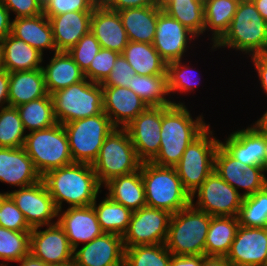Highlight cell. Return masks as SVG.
Listing matches in <instances>:
<instances>
[{"mask_svg": "<svg viewBox=\"0 0 267 266\" xmlns=\"http://www.w3.org/2000/svg\"><path fill=\"white\" fill-rule=\"evenodd\" d=\"M203 118L199 115L194 120L185 104L163 106L160 149L151 162L162 167H175L188 145L210 125Z\"/></svg>", "mask_w": 267, "mask_h": 266, "instance_id": "obj_1", "label": "cell"}, {"mask_svg": "<svg viewBox=\"0 0 267 266\" xmlns=\"http://www.w3.org/2000/svg\"><path fill=\"white\" fill-rule=\"evenodd\" d=\"M42 180L58 210H63V202L69 207L92 205L102 191L92 164L87 163L73 162L51 170Z\"/></svg>", "mask_w": 267, "mask_h": 266, "instance_id": "obj_2", "label": "cell"}, {"mask_svg": "<svg viewBox=\"0 0 267 266\" xmlns=\"http://www.w3.org/2000/svg\"><path fill=\"white\" fill-rule=\"evenodd\" d=\"M231 48L248 54L267 53V22L252 0H240L225 34L212 45V50Z\"/></svg>", "mask_w": 267, "mask_h": 266, "instance_id": "obj_3", "label": "cell"}, {"mask_svg": "<svg viewBox=\"0 0 267 266\" xmlns=\"http://www.w3.org/2000/svg\"><path fill=\"white\" fill-rule=\"evenodd\" d=\"M141 175L147 207L175 214L191 204V195L184 188L175 167L142 162Z\"/></svg>", "mask_w": 267, "mask_h": 266, "instance_id": "obj_4", "label": "cell"}, {"mask_svg": "<svg viewBox=\"0 0 267 266\" xmlns=\"http://www.w3.org/2000/svg\"><path fill=\"white\" fill-rule=\"evenodd\" d=\"M211 215L192 204L172 214L166 248L172 255H205V241Z\"/></svg>", "mask_w": 267, "mask_h": 266, "instance_id": "obj_5", "label": "cell"}, {"mask_svg": "<svg viewBox=\"0 0 267 266\" xmlns=\"http://www.w3.org/2000/svg\"><path fill=\"white\" fill-rule=\"evenodd\" d=\"M23 148L41 176L73 163L68 136L60 123L29 132L25 137Z\"/></svg>", "mask_w": 267, "mask_h": 266, "instance_id": "obj_6", "label": "cell"}, {"mask_svg": "<svg viewBox=\"0 0 267 266\" xmlns=\"http://www.w3.org/2000/svg\"><path fill=\"white\" fill-rule=\"evenodd\" d=\"M141 164L128 131L125 128H115L105 138L92 167L103 187L112 178L139 170Z\"/></svg>", "mask_w": 267, "mask_h": 266, "instance_id": "obj_7", "label": "cell"}, {"mask_svg": "<svg viewBox=\"0 0 267 266\" xmlns=\"http://www.w3.org/2000/svg\"><path fill=\"white\" fill-rule=\"evenodd\" d=\"M51 97L56 120L62 125L103 111L102 85L87 78L55 91Z\"/></svg>", "mask_w": 267, "mask_h": 266, "instance_id": "obj_8", "label": "cell"}, {"mask_svg": "<svg viewBox=\"0 0 267 266\" xmlns=\"http://www.w3.org/2000/svg\"><path fill=\"white\" fill-rule=\"evenodd\" d=\"M73 162L93 164L105 138L116 128L102 111L100 114L63 124Z\"/></svg>", "mask_w": 267, "mask_h": 266, "instance_id": "obj_9", "label": "cell"}, {"mask_svg": "<svg viewBox=\"0 0 267 266\" xmlns=\"http://www.w3.org/2000/svg\"><path fill=\"white\" fill-rule=\"evenodd\" d=\"M220 140L213 136L210 125L193 140L175 166L184 188L193 194L214 170V156Z\"/></svg>", "mask_w": 267, "mask_h": 266, "instance_id": "obj_10", "label": "cell"}, {"mask_svg": "<svg viewBox=\"0 0 267 266\" xmlns=\"http://www.w3.org/2000/svg\"><path fill=\"white\" fill-rule=\"evenodd\" d=\"M242 201V194L223 180L215 170L191 194V204L211 216L237 217Z\"/></svg>", "mask_w": 267, "mask_h": 266, "instance_id": "obj_11", "label": "cell"}, {"mask_svg": "<svg viewBox=\"0 0 267 266\" xmlns=\"http://www.w3.org/2000/svg\"><path fill=\"white\" fill-rule=\"evenodd\" d=\"M171 216L166 210L147 206L134 211L128 229L122 236L124 248L165 244Z\"/></svg>", "mask_w": 267, "mask_h": 266, "instance_id": "obj_12", "label": "cell"}, {"mask_svg": "<svg viewBox=\"0 0 267 266\" xmlns=\"http://www.w3.org/2000/svg\"><path fill=\"white\" fill-rule=\"evenodd\" d=\"M7 194L21 210L31 228L57 223L53 220L58 217V209L43 180Z\"/></svg>", "mask_w": 267, "mask_h": 266, "instance_id": "obj_13", "label": "cell"}, {"mask_svg": "<svg viewBox=\"0 0 267 266\" xmlns=\"http://www.w3.org/2000/svg\"><path fill=\"white\" fill-rule=\"evenodd\" d=\"M32 228L30 232V253L47 265L73 263L74 249L70 246L63 228L54 223Z\"/></svg>", "mask_w": 267, "mask_h": 266, "instance_id": "obj_14", "label": "cell"}, {"mask_svg": "<svg viewBox=\"0 0 267 266\" xmlns=\"http://www.w3.org/2000/svg\"><path fill=\"white\" fill-rule=\"evenodd\" d=\"M161 125L162 107H148L125 127L142 162H151L159 153Z\"/></svg>", "mask_w": 267, "mask_h": 266, "instance_id": "obj_15", "label": "cell"}, {"mask_svg": "<svg viewBox=\"0 0 267 266\" xmlns=\"http://www.w3.org/2000/svg\"><path fill=\"white\" fill-rule=\"evenodd\" d=\"M196 38L178 20L162 9L159 11L153 46L166 63L184 59V53L189 49L188 42Z\"/></svg>", "mask_w": 267, "mask_h": 266, "instance_id": "obj_16", "label": "cell"}, {"mask_svg": "<svg viewBox=\"0 0 267 266\" xmlns=\"http://www.w3.org/2000/svg\"><path fill=\"white\" fill-rule=\"evenodd\" d=\"M226 259L232 266H267V227L240 225Z\"/></svg>", "mask_w": 267, "mask_h": 266, "instance_id": "obj_17", "label": "cell"}, {"mask_svg": "<svg viewBox=\"0 0 267 266\" xmlns=\"http://www.w3.org/2000/svg\"><path fill=\"white\" fill-rule=\"evenodd\" d=\"M73 252V266H124L122 236L103 233Z\"/></svg>", "mask_w": 267, "mask_h": 266, "instance_id": "obj_18", "label": "cell"}, {"mask_svg": "<svg viewBox=\"0 0 267 266\" xmlns=\"http://www.w3.org/2000/svg\"><path fill=\"white\" fill-rule=\"evenodd\" d=\"M103 112L116 128H125L147 104L131 89L120 86H102Z\"/></svg>", "mask_w": 267, "mask_h": 266, "instance_id": "obj_19", "label": "cell"}, {"mask_svg": "<svg viewBox=\"0 0 267 266\" xmlns=\"http://www.w3.org/2000/svg\"><path fill=\"white\" fill-rule=\"evenodd\" d=\"M57 218V223L63 228L73 249L78 248L80 243H88L104 233L92 205L58 210Z\"/></svg>", "mask_w": 267, "mask_h": 266, "instance_id": "obj_20", "label": "cell"}, {"mask_svg": "<svg viewBox=\"0 0 267 266\" xmlns=\"http://www.w3.org/2000/svg\"><path fill=\"white\" fill-rule=\"evenodd\" d=\"M219 144L235 159L250 166L262 167L265 156V133L254 123L232 132Z\"/></svg>", "mask_w": 267, "mask_h": 266, "instance_id": "obj_21", "label": "cell"}, {"mask_svg": "<svg viewBox=\"0 0 267 266\" xmlns=\"http://www.w3.org/2000/svg\"><path fill=\"white\" fill-rule=\"evenodd\" d=\"M90 31L101 48L122 54L129 39L119 13L99 2L93 9Z\"/></svg>", "mask_w": 267, "mask_h": 266, "instance_id": "obj_22", "label": "cell"}, {"mask_svg": "<svg viewBox=\"0 0 267 266\" xmlns=\"http://www.w3.org/2000/svg\"><path fill=\"white\" fill-rule=\"evenodd\" d=\"M42 180L23 147H0V181L14 187H26Z\"/></svg>", "mask_w": 267, "mask_h": 266, "instance_id": "obj_23", "label": "cell"}, {"mask_svg": "<svg viewBox=\"0 0 267 266\" xmlns=\"http://www.w3.org/2000/svg\"><path fill=\"white\" fill-rule=\"evenodd\" d=\"M93 11L66 12L48 17L57 51H68L90 31Z\"/></svg>", "mask_w": 267, "mask_h": 266, "instance_id": "obj_24", "label": "cell"}, {"mask_svg": "<svg viewBox=\"0 0 267 266\" xmlns=\"http://www.w3.org/2000/svg\"><path fill=\"white\" fill-rule=\"evenodd\" d=\"M162 6L126 8L118 11L129 41L153 44Z\"/></svg>", "mask_w": 267, "mask_h": 266, "instance_id": "obj_25", "label": "cell"}, {"mask_svg": "<svg viewBox=\"0 0 267 266\" xmlns=\"http://www.w3.org/2000/svg\"><path fill=\"white\" fill-rule=\"evenodd\" d=\"M11 34L44 54V49L57 52L53 32L47 16L16 18L12 21Z\"/></svg>", "mask_w": 267, "mask_h": 266, "instance_id": "obj_26", "label": "cell"}, {"mask_svg": "<svg viewBox=\"0 0 267 266\" xmlns=\"http://www.w3.org/2000/svg\"><path fill=\"white\" fill-rule=\"evenodd\" d=\"M2 66L8 72L42 68L43 54L11 33L0 41Z\"/></svg>", "mask_w": 267, "mask_h": 266, "instance_id": "obj_27", "label": "cell"}, {"mask_svg": "<svg viewBox=\"0 0 267 266\" xmlns=\"http://www.w3.org/2000/svg\"><path fill=\"white\" fill-rule=\"evenodd\" d=\"M44 96L50 95L42 68L9 72V106L17 107Z\"/></svg>", "mask_w": 267, "mask_h": 266, "instance_id": "obj_28", "label": "cell"}, {"mask_svg": "<svg viewBox=\"0 0 267 266\" xmlns=\"http://www.w3.org/2000/svg\"><path fill=\"white\" fill-rule=\"evenodd\" d=\"M103 186L108 190L105 195L132 212L147 206L141 167L133 173L112 178Z\"/></svg>", "mask_w": 267, "mask_h": 266, "instance_id": "obj_29", "label": "cell"}, {"mask_svg": "<svg viewBox=\"0 0 267 266\" xmlns=\"http://www.w3.org/2000/svg\"><path fill=\"white\" fill-rule=\"evenodd\" d=\"M53 54L49 63L46 66H42L49 95L85 78L84 72L67 51H57Z\"/></svg>", "mask_w": 267, "mask_h": 266, "instance_id": "obj_30", "label": "cell"}, {"mask_svg": "<svg viewBox=\"0 0 267 266\" xmlns=\"http://www.w3.org/2000/svg\"><path fill=\"white\" fill-rule=\"evenodd\" d=\"M238 217L212 216L205 241V256H225L239 228Z\"/></svg>", "mask_w": 267, "mask_h": 266, "instance_id": "obj_31", "label": "cell"}, {"mask_svg": "<svg viewBox=\"0 0 267 266\" xmlns=\"http://www.w3.org/2000/svg\"><path fill=\"white\" fill-rule=\"evenodd\" d=\"M122 55L138 75H167V63L153 44L129 41Z\"/></svg>", "mask_w": 267, "mask_h": 266, "instance_id": "obj_32", "label": "cell"}, {"mask_svg": "<svg viewBox=\"0 0 267 266\" xmlns=\"http://www.w3.org/2000/svg\"><path fill=\"white\" fill-rule=\"evenodd\" d=\"M134 91L148 107L172 106L184 104L167 99L169 95L167 75H138L132 77L129 87ZM167 95V96H166Z\"/></svg>", "mask_w": 267, "mask_h": 266, "instance_id": "obj_33", "label": "cell"}, {"mask_svg": "<svg viewBox=\"0 0 267 266\" xmlns=\"http://www.w3.org/2000/svg\"><path fill=\"white\" fill-rule=\"evenodd\" d=\"M161 6L197 37L204 34V0H166Z\"/></svg>", "mask_w": 267, "mask_h": 266, "instance_id": "obj_34", "label": "cell"}, {"mask_svg": "<svg viewBox=\"0 0 267 266\" xmlns=\"http://www.w3.org/2000/svg\"><path fill=\"white\" fill-rule=\"evenodd\" d=\"M240 0H204V32L212 31L215 44L228 30Z\"/></svg>", "mask_w": 267, "mask_h": 266, "instance_id": "obj_35", "label": "cell"}, {"mask_svg": "<svg viewBox=\"0 0 267 266\" xmlns=\"http://www.w3.org/2000/svg\"><path fill=\"white\" fill-rule=\"evenodd\" d=\"M96 200L97 198L92 206L102 231L123 236L128 229L133 212L107 195L98 204Z\"/></svg>", "mask_w": 267, "mask_h": 266, "instance_id": "obj_36", "label": "cell"}, {"mask_svg": "<svg viewBox=\"0 0 267 266\" xmlns=\"http://www.w3.org/2000/svg\"><path fill=\"white\" fill-rule=\"evenodd\" d=\"M16 108L19 111L25 131L28 129L33 132L58 123L51 95L32 100Z\"/></svg>", "mask_w": 267, "mask_h": 266, "instance_id": "obj_37", "label": "cell"}, {"mask_svg": "<svg viewBox=\"0 0 267 266\" xmlns=\"http://www.w3.org/2000/svg\"><path fill=\"white\" fill-rule=\"evenodd\" d=\"M171 256L165 244L136 245L125 248L124 266H170Z\"/></svg>", "mask_w": 267, "mask_h": 266, "instance_id": "obj_38", "label": "cell"}, {"mask_svg": "<svg viewBox=\"0 0 267 266\" xmlns=\"http://www.w3.org/2000/svg\"><path fill=\"white\" fill-rule=\"evenodd\" d=\"M30 232L15 231L0 226V259L19 262L30 253ZM0 263L8 265L9 262Z\"/></svg>", "mask_w": 267, "mask_h": 266, "instance_id": "obj_39", "label": "cell"}, {"mask_svg": "<svg viewBox=\"0 0 267 266\" xmlns=\"http://www.w3.org/2000/svg\"><path fill=\"white\" fill-rule=\"evenodd\" d=\"M237 217L243 227H267V186L255 194L243 197Z\"/></svg>", "mask_w": 267, "mask_h": 266, "instance_id": "obj_40", "label": "cell"}, {"mask_svg": "<svg viewBox=\"0 0 267 266\" xmlns=\"http://www.w3.org/2000/svg\"><path fill=\"white\" fill-rule=\"evenodd\" d=\"M25 129L16 107L0 108V147L19 148L24 146Z\"/></svg>", "mask_w": 267, "mask_h": 266, "instance_id": "obj_41", "label": "cell"}, {"mask_svg": "<svg viewBox=\"0 0 267 266\" xmlns=\"http://www.w3.org/2000/svg\"><path fill=\"white\" fill-rule=\"evenodd\" d=\"M181 61L177 60L167 63L166 72L169 94H175L177 91V93L191 92L200 83L197 80V82L195 81V77L198 76L197 71L195 72L193 68H190ZM192 74H196V76Z\"/></svg>", "mask_w": 267, "mask_h": 266, "instance_id": "obj_42", "label": "cell"}, {"mask_svg": "<svg viewBox=\"0 0 267 266\" xmlns=\"http://www.w3.org/2000/svg\"><path fill=\"white\" fill-rule=\"evenodd\" d=\"M248 165L233 158L220 144L214 156V170L217 174L239 192L241 171Z\"/></svg>", "mask_w": 267, "mask_h": 266, "instance_id": "obj_43", "label": "cell"}, {"mask_svg": "<svg viewBox=\"0 0 267 266\" xmlns=\"http://www.w3.org/2000/svg\"><path fill=\"white\" fill-rule=\"evenodd\" d=\"M100 49V43L95 38L94 34L89 31L87 34L82 36L77 44L71 47L67 52L80 67V69L85 72Z\"/></svg>", "mask_w": 267, "mask_h": 266, "instance_id": "obj_44", "label": "cell"}, {"mask_svg": "<svg viewBox=\"0 0 267 266\" xmlns=\"http://www.w3.org/2000/svg\"><path fill=\"white\" fill-rule=\"evenodd\" d=\"M119 53L101 48L89 68L84 72L85 78L94 83L102 84L110 75Z\"/></svg>", "mask_w": 267, "mask_h": 266, "instance_id": "obj_45", "label": "cell"}, {"mask_svg": "<svg viewBox=\"0 0 267 266\" xmlns=\"http://www.w3.org/2000/svg\"><path fill=\"white\" fill-rule=\"evenodd\" d=\"M0 226L15 231H32L21 210L7 195L0 206Z\"/></svg>", "mask_w": 267, "mask_h": 266, "instance_id": "obj_46", "label": "cell"}, {"mask_svg": "<svg viewBox=\"0 0 267 266\" xmlns=\"http://www.w3.org/2000/svg\"><path fill=\"white\" fill-rule=\"evenodd\" d=\"M100 0H48L43 6V14L54 17L66 12L93 11Z\"/></svg>", "mask_w": 267, "mask_h": 266, "instance_id": "obj_47", "label": "cell"}, {"mask_svg": "<svg viewBox=\"0 0 267 266\" xmlns=\"http://www.w3.org/2000/svg\"><path fill=\"white\" fill-rule=\"evenodd\" d=\"M135 74V70L127 62L125 57L122 54H119L111 69L110 75L101 85L129 88L132 82V77Z\"/></svg>", "mask_w": 267, "mask_h": 266, "instance_id": "obj_48", "label": "cell"}, {"mask_svg": "<svg viewBox=\"0 0 267 266\" xmlns=\"http://www.w3.org/2000/svg\"><path fill=\"white\" fill-rule=\"evenodd\" d=\"M267 186V178L264 169L259 166L248 165L241 171L240 189H244L243 197L255 194Z\"/></svg>", "mask_w": 267, "mask_h": 266, "instance_id": "obj_49", "label": "cell"}, {"mask_svg": "<svg viewBox=\"0 0 267 266\" xmlns=\"http://www.w3.org/2000/svg\"><path fill=\"white\" fill-rule=\"evenodd\" d=\"M16 18L35 17L43 13V6L37 0H1Z\"/></svg>", "mask_w": 267, "mask_h": 266, "instance_id": "obj_50", "label": "cell"}, {"mask_svg": "<svg viewBox=\"0 0 267 266\" xmlns=\"http://www.w3.org/2000/svg\"><path fill=\"white\" fill-rule=\"evenodd\" d=\"M107 8L120 11L126 8L161 6L159 0H100Z\"/></svg>", "mask_w": 267, "mask_h": 266, "instance_id": "obj_51", "label": "cell"}, {"mask_svg": "<svg viewBox=\"0 0 267 266\" xmlns=\"http://www.w3.org/2000/svg\"><path fill=\"white\" fill-rule=\"evenodd\" d=\"M251 57V62L258 73V80L260 81L261 87L267 95V54H256Z\"/></svg>", "mask_w": 267, "mask_h": 266, "instance_id": "obj_52", "label": "cell"}, {"mask_svg": "<svg viewBox=\"0 0 267 266\" xmlns=\"http://www.w3.org/2000/svg\"><path fill=\"white\" fill-rule=\"evenodd\" d=\"M170 266H203L201 255H172Z\"/></svg>", "mask_w": 267, "mask_h": 266, "instance_id": "obj_53", "label": "cell"}, {"mask_svg": "<svg viewBox=\"0 0 267 266\" xmlns=\"http://www.w3.org/2000/svg\"><path fill=\"white\" fill-rule=\"evenodd\" d=\"M10 13L0 0V41L11 33L12 21Z\"/></svg>", "mask_w": 267, "mask_h": 266, "instance_id": "obj_54", "label": "cell"}, {"mask_svg": "<svg viewBox=\"0 0 267 266\" xmlns=\"http://www.w3.org/2000/svg\"><path fill=\"white\" fill-rule=\"evenodd\" d=\"M9 72L5 69L0 71V107L9 106Z\"/></svg>", "mask_w": 267, "mask_h": 266, "instance_id": "obj_55", "label": "cell"}, {"mask_svg": "<svg viewBox=\"0 0 267 266\" xmlns=\"http://www.w3.org/2000/svg\"><path fill=\"white\" fill-rule=\"evenodd\" d=\"M203 266H232L225 256L203 255Z\"/></svg>", "mask_w": 267, "mask_h": 266, "instance_id": "obj_56", "label": "cell"}, {"mask_svg": "<svg viewBox=\"0 0 267 266\" xmlns=\"http://www.w3.org/2000/svg\"><path fill=\"white\" fill-rule=\"evenodd\" d=\"M19 266H49L42 262L41 260L35 258L31 253L23 257L19 261Z\"/></svg>", "mask_w": 267, "mask_h": 266, "instance_id": "obj_57", "label": "cell"}, {"mask_svg": "<svg viewBox=\"0 0 267 266\" xmlns=\"http://www.w3.org/2000/svg\"><path fill=\"white\" fill-rule=\"evenodd\" d=\"M256 6V9L262 16V18L267 22V0H252Z\"/></svg>", "mask_w": 267, "mask_h": 266, "instance_id": "obj_58", "label": "cell"}, {"mask_svg": "<svg viewBox=\"0 0 267 266\" xmlns=\"http://www.w3.org/2000/svg\"><path fill=\"white\" fill-rule=\"evenodd\" d=\"M255 124L265 133L267 134V110L263 113L262 117H260Z\"/></svg>", "mask_w": 267, "mask_h": 266, "instance_id": "obj_59", "label": "cell"}, {"mask_svg": "<svg viewBox=\"0 0 267 266\" xmlns=\"http://www.w3.org/2000/svg\"><path fill=\"white\" fill-rule=\"evenodd\" d=\"M265 156L262 163V168L264 169V172L267 171V134H265Z\"/></svg>", "mask_w": 267, "mask_h": 266, "instance_id": "obj_60", "label": "cell"}, {"mask_svg": "<svg viewBox=\"0 0 267 266\" xmlns=\"http://www.w3.org/2000/svg\"><path fill=\"white\" fill-rule=\"evenodd\" d=\"M7 195H8L7 192H4V193H1V192H0V206H1V203H2L3 199H4Z\"/></svg>", "mask_w": 267, "mask_h": 266, "instance_id": "obj_61", "label": "cell"}, {"mask_svg": "<svg viewBox=\"0 0 267 266\" xmlns=\"http://www.w3.org/2000/svg\"><path fill=\"white\" fill-rule=\"evenodd\" d=\"M3 69L2 66V51H1V47H0V71Z\"/></svg>", "mask_w": 267, "mask_h": 266, "instance_id": "obj_62", "label": "cell"}, {"mask_svg": "<svg viewBox=\"0 0 267 266\" xmlns=\"http://www.w3.org/2000/svg\"><path fill=\"white\" fill-rule=\"evenodd\" d=\"M42 6H44L48 0H37Z\"/></svg>", "mask_w": 267, "mask_h": 266, "instance_id": "obj_63", "label": "cell"}, {"mask_svg": "<svg viewBox=\"0 0 267 266\" xmlns=\"http://www.w3.org/2000/svg\"><path fill=\"white\" fill-rule=\"evenodd\" d=\"M49 266H73V263H70V264H62V265H49Z\"/></svg>", "mask_w": 267, "mask_h": 266, "instance_id": "obj_64", "label": "cell"}, {"mask_svg": "<svg viewBox=\"0 0 267 266\" xmlns=\"http://www.w3.org/2000/svg\"><path fill=\"white\" fill-rule=\"evenodd\" d=\"M161 5L166 1V0H159Z\"/></svg>", "mask_w": 267, "mask_h": 266, "instance_id": "obj_65", "label": "cell"}]
</instances>
